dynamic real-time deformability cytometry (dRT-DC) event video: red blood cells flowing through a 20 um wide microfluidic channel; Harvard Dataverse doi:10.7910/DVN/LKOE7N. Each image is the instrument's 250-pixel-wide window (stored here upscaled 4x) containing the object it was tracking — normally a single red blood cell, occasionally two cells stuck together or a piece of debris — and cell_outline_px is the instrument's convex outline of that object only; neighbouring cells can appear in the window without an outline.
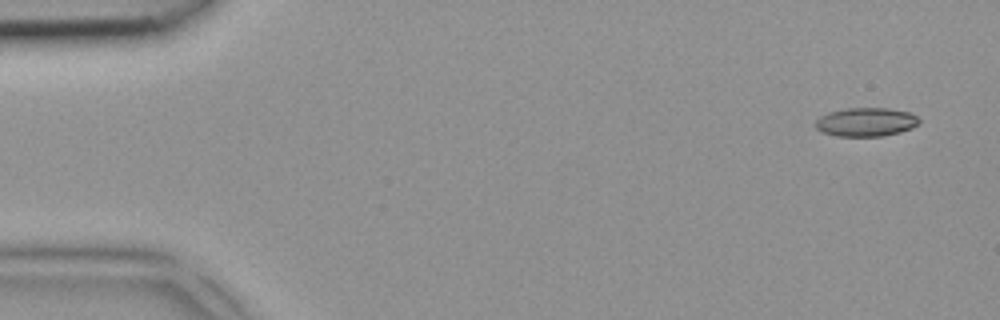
{"species": "common noctule bat (a hibernating species)", "species_latin": "Nyctalus noctula", "temperature_condition": "room temperature", "stored_images_in_passage": 5, "camera_frame_rate_fps": 3000, "um_per_image_px": 0.085, "animal": {"sex": "female", "body_mass_g": 18.4}, "frame": {"image": 1, "passage_image": 1, "time_ms": 0.0, "image_size_px": [1000, 320], "cell_outline_px": [[920, 124], [912, 128], [900, 132], [884, 136], [836, 136], [820, 132], [816, 128], [816, 120], [820, 116], [828, 112], [848, 108], [888, 108], [912, 112], [920, 120]], "centroid_in_image_um": [73.63, 10.37], "position_along_channel_um": 11.4, "area_um2": 17.57}}